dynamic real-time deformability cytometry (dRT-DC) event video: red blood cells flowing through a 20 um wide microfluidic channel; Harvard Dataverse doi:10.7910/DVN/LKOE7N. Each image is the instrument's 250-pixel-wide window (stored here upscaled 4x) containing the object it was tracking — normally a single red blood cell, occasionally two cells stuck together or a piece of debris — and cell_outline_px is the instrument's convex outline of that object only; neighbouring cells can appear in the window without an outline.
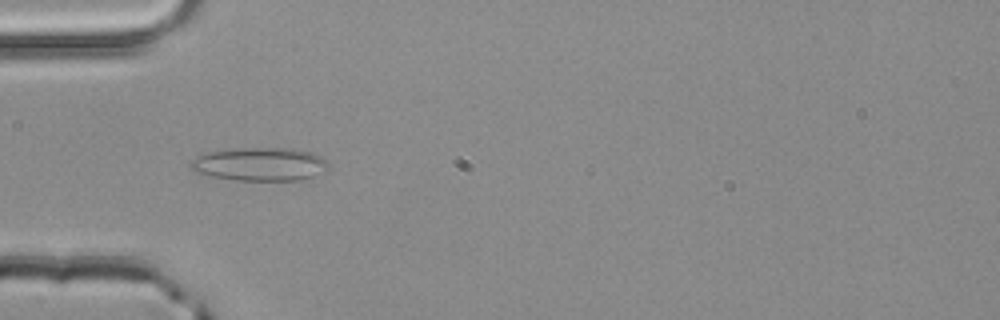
{"species": "common noctule bat (a hibernating species)", "species_latin": "Nyctalus noctula", "temperature_condition": "room temperature", "stored_images_in_passage": 40, "camera_frame_rate_fps": 3000, "um_per_image_px": 0.085, "animal": {"sex": "male", "body_mass_g": 20.4}, "frame": {"image": 1, "passage_image": 5, "time_ms": 1.333, "image_size_px": [1000, 320], "cell_outline_px": [[328, 168], [312, 176], [300, 180], [236, 180], [212, 176], [196, 172], [188, 164], [192, 160], [204, 152], [232, 148], [300, 148], [312, 152], [320, 156], [328, 164]], "centroid_in_image_um": [22.07, 13.93], "position_along_channel_um": 62.9, "area_um2": 26.82}}
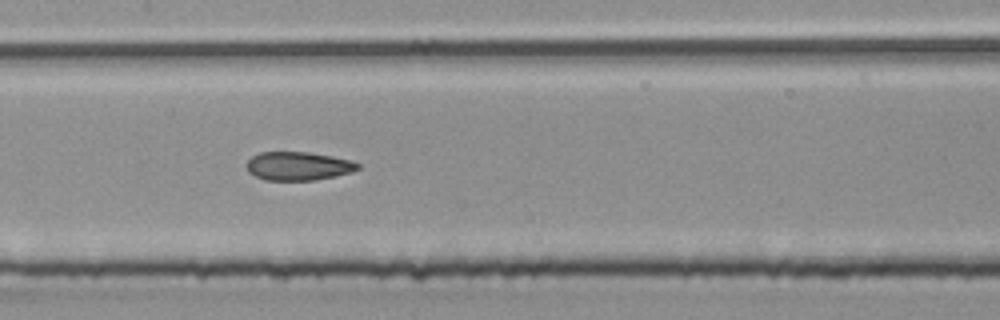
{"frame": {"image": 2, "passage_image": 14, "time_ms": 4.333, "image_size_px": [1000, 320], "cell_outline_px": [[360, 168], [352, 172], [336, 176], [316, 180], [264, 180], [248, 172], [244, 164], [252, 156], [260, 152], [308, 152], [332, 156], [352, 160], [360, 164]], "centroid_in_image_um": [25.35, 14.11], "position_along_channel_um": 182.1, "area_um2": 18.73}}
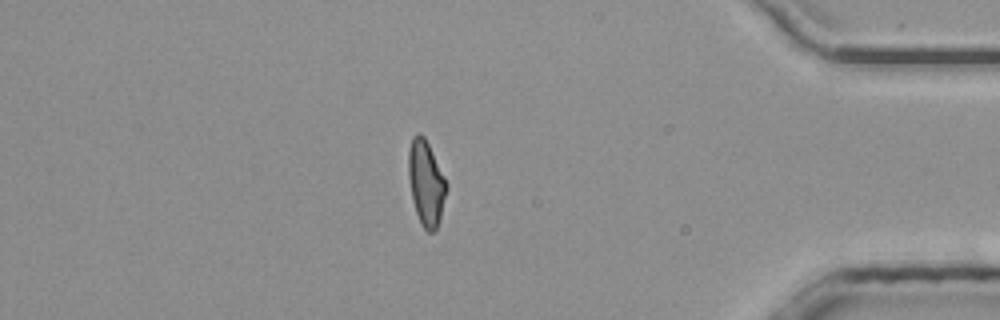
{"frame": {"image": 3, "passage_image": 33, "time_ms": 10.667, "image_size_px": [1000, 320], "cell_outline_px": [[448, 188], [440, 216], [436, 228], [432, 232], [428, 232], [420, 224], [412, 200], [408, 176], [408, 152], [412, 136], [416, 132], [420, 132], [424, 136], [448, 184]], "centroid_in_image_um": [36.2, 15.53], "position_along_channel_um": 399.0, "area_um2": 18.84}, "authors_computed_cell_mechanics": {"area_um2": 19.0451, "velocity_mm_per_s": 4.0243, "shape_relaxation_time_tau1_ms": null, "shape_relaxation_time_tau2_ms": 1.8395, "deformation_change_tau1": null, "deformation_change_tau2": 0.0991}}